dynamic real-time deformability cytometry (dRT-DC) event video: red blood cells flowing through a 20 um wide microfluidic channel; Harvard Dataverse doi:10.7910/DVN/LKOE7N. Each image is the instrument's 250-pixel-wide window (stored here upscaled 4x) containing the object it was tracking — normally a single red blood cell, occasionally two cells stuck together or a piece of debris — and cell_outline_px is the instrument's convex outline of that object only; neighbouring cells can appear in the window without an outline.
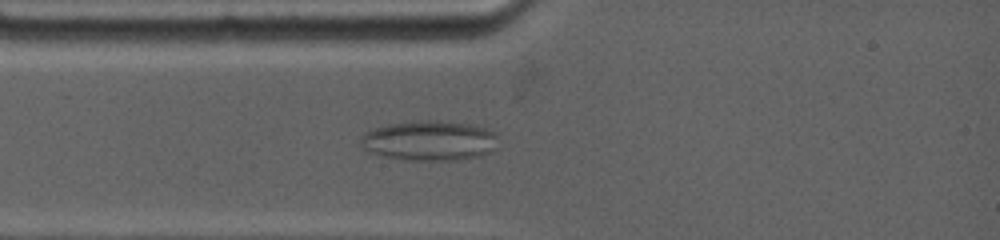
{"species": "common noctule bat (a hibernating species)", "species_latin": "Nyctalus noctula", "temperature_condition": "warm", "stored_images_in_passage": 38, "camera_frame_rate_fps": 4500, "um_per_image_px": 0.085, "animal": {"sex": "female", "body_mass_g": 19.0, "forearm_length_mm": 53.3}, "frame": {"image": 1, "passage_image": 9, "time_ms": 2.222, "image_size_px": [1000, 240], "cell_outline_px": [[496, 136], [492, 152], [480, 156], [460, 160], [408, 160], [380, 156], [368, 152], [360, 144], [360, 136], [364, 132], [388, 124], [412, 120], [436, 120], [468, 124], [484, 128], [496, 132]], "centroid_in_image_um": [36.45, 11.96], "position_along_channel_um": 48.6, "area_um2": 32.25}}
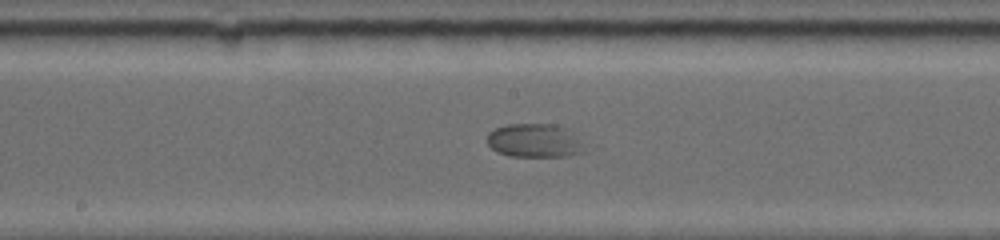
{"frame": {"image": 2, "passage_image": 24, "time_ms": 6.444, "image_size_px": [1000, 240], "cell_outline_px": [[600, 144], [596, 148], [572, 156], [508, 156], [496, 152], [488, 144], [488, 132], [504, 124], [556, 124], [568, 128]], "centroid_in_image_um": [45.77, 11.96], "position_along_channel_um": 202.4, "area_um2": 20.87}}
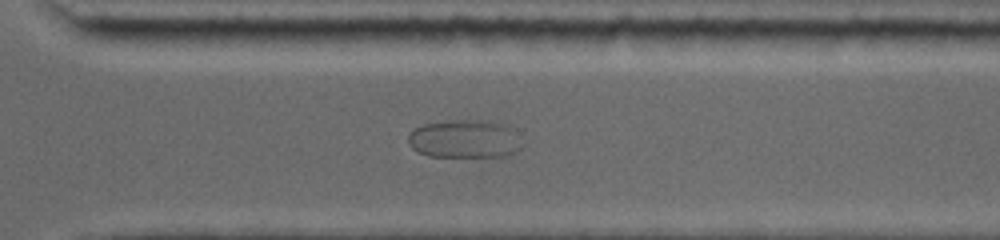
{"frame": {"image": 3, "passage_image": 37, "time_ms": 10.0, "image_size_px": [1000, 240], "cell_outline_px": [[524, 144], [520, 148], [508, 156], [428, 156], [412, 148], [408, 140], [408, 132], [424, 124], [456, 120], [488, 120], [508, 124], [512, 128]], "centroid_in_image_um": [39.54, 11.8], "position_along_channel_um": 331.1, "area_um2": 25.49}}